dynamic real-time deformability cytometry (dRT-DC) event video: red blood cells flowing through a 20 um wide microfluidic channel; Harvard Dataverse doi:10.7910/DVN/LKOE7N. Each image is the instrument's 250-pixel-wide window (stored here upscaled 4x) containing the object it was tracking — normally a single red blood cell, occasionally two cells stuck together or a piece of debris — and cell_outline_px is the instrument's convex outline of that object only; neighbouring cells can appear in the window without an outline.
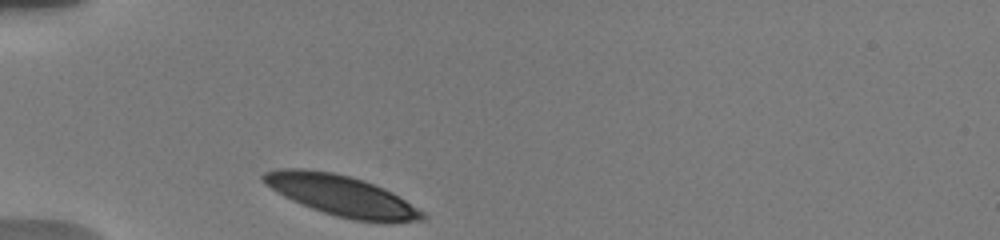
{"species": "human", "species_latin": "Homo sapiens", "temperature_condition": "warm", "stored_images_in_passage": 5, "camera_frame_rate_fps": 3000, "um_per_image_px": 0.085, "donor": {"sex": "male"}, "frame": {"image": 1, "passage_image": 1, "time_ms": 0.0, "image_size_px": [1000, 240], "cell_outline_px": [[428, 216], [424, 220], [392, 224], [380, 224], [352, 220], [336, 216], [312, 208], [292, 200], [284, 196], [264, 184], [260, 180], [260, 176], [264, 172], [276, 168], [304, 168], [332, 172], [364, 180], [384, 188], [392, 192], [424, 212]], "centroid_in_image_um": [29.06, 16.65], "position_along_channel_um": 55.9, "area_um2": 38.26}}
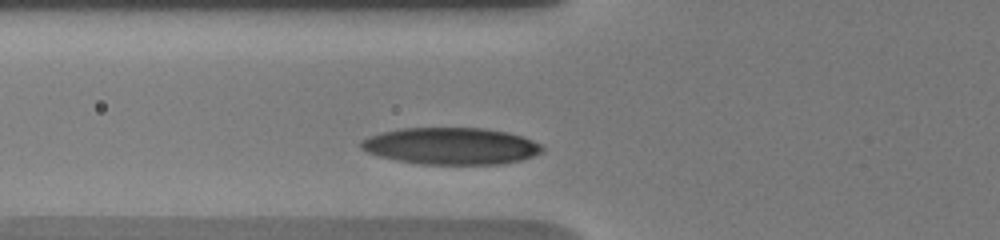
{"frame": {"image": 2, "passage_image": 3, "time_ms": 1.333, "image_size_px": [1000, 240], "cell_outline_px": [[544, 148], [540, 152], [524, 160], [504, 164], [420, 164], [396, 160], [380, 156], [368, 152], [360, 148], [360, 140], [368, 136], [400, 128], [484, 128], [508, 132], [544, 144]], "centroid_in_image_um": [38.36, 12.41], "position_along_channel_um": 87.4, "area_um2": 39.07}}
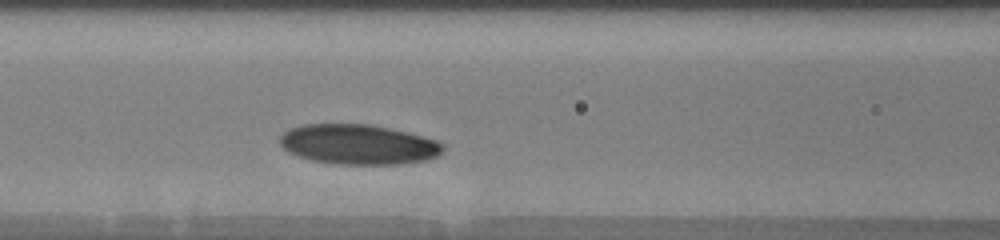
{"frame": {"image": 3, "passage_image": 5, "time_ms": 2.667, "image_size_px": [1000, 240], "cell_outline_px": [[444, 148], [436, 156], [428, 160], [400, 164], [332, 164], [312, 160], [288, 152], [280, 144], [280, 136], [288, 128], [304, 124], [368, 124], [408, 132], [436, 140], [444, 144]], "centroid_in_image_um": [30.45, 12.27], "position_along_channel_um": 136.2, "area_um2": 38.03}}